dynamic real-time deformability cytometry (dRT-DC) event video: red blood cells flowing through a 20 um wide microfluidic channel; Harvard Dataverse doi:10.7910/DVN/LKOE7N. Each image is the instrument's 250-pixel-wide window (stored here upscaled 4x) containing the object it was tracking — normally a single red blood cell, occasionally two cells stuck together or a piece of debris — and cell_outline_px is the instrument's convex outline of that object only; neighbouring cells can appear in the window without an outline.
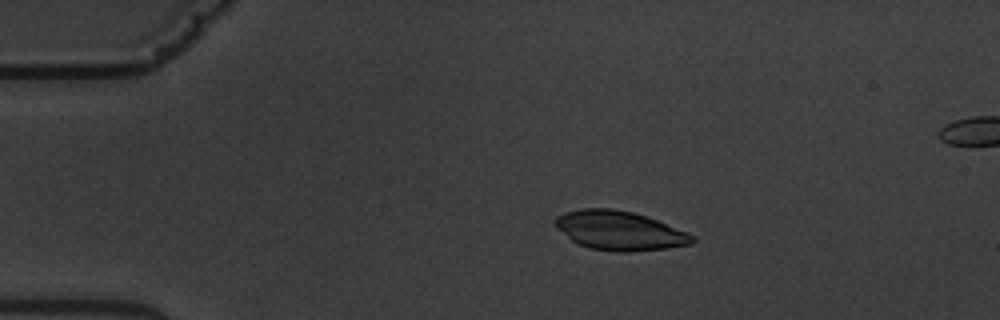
{"species": "common noctule bat (a hibernating species)", "species_latin": "Nyctalus noctula", "temperature_condition": "warm", "stored_images_in_passage": 6, "camera_frame_rate_fps": 3000, "um_per_image_px": 0.085, "animal": {"sex": "male", "body_mass_g": 19.5, "forearm_length_mm": 54.6}, "frame": {"image": 1, "passage_image": 4, "time_ms": 3.667, "image_size_px": [1000, 320], "cell_outline_px": [[696, 240], [692, 244], [664, 248], [628, 252], [616, 252], [588, 248], [572, 240], [556, 228], [556, 216], [564, 212], [580, 208], [612, 208], [632, 212], [648, 216], [688, 232]], "centroid_in_image_um": [52.66, 19.59], "position_along_channel_um": 32.3, "area_um2": 31.27}}